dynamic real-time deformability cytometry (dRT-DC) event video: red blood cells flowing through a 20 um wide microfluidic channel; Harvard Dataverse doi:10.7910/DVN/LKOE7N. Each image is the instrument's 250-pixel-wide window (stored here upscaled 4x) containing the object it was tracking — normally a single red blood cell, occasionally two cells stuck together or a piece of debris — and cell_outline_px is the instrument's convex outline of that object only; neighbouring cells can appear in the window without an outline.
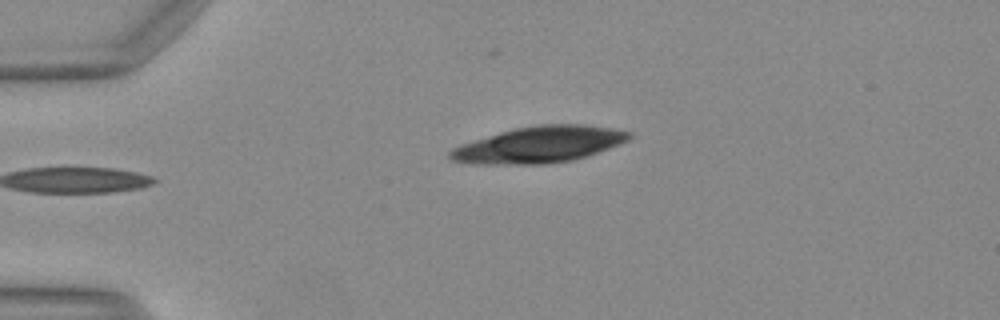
{"species": "Egyptian fruit bat (a non-hibernating species)", "species_latin": "Rousettus aegyptiacus", "temperature_condition": "warm", "stored_images_in_passage": 33, "camera_frame_rate_fps": 3000, "um_per_image_px": 0.085, "animal": {"sex": "female"}, "frame": {"image": 1, "passage_image": 1, "time_ms": 0.0, "image_size_px": [1000, 320], "cell_outline_px": [[632, 136], [628, 140], [620, 144], [584, 156], [568, 160], [544, 164], [480, 164], [452, 160], [448, 156], [448, 152], [452, 148], [460, 144], [500, 132], [516, 128], [540, 124], [588, 124], [612, 128], [632, 132]], "centroid_in_image_um": [45.83, 12.28], "position_along_channel_um": 39.2, "area_um2": 37.57}}
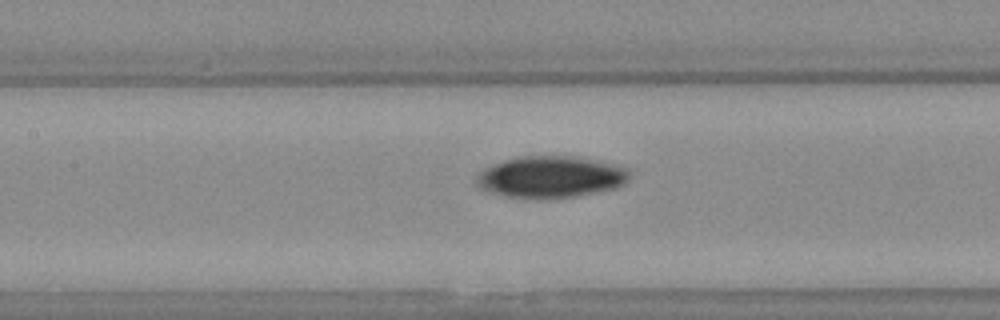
{"frame": {"image": 2, "passage_image": 13, "time_ms": 4.0, "image_size_px": [1000, 320], "cell_outline_px": [[632, 176], [624, 184], [616, 188], [576, 196], [504, 196], [488, 192], [480, 188], [476, 184], [476, 176], [484, 168], [492, 164], [516, 156], [580, 156], [616, 164], [628, 168], [632, 172]], "centroid_in_image_um": [46.86, 14.99], "position_along_channel_um": 160.5, "area_um2": 37.05}}